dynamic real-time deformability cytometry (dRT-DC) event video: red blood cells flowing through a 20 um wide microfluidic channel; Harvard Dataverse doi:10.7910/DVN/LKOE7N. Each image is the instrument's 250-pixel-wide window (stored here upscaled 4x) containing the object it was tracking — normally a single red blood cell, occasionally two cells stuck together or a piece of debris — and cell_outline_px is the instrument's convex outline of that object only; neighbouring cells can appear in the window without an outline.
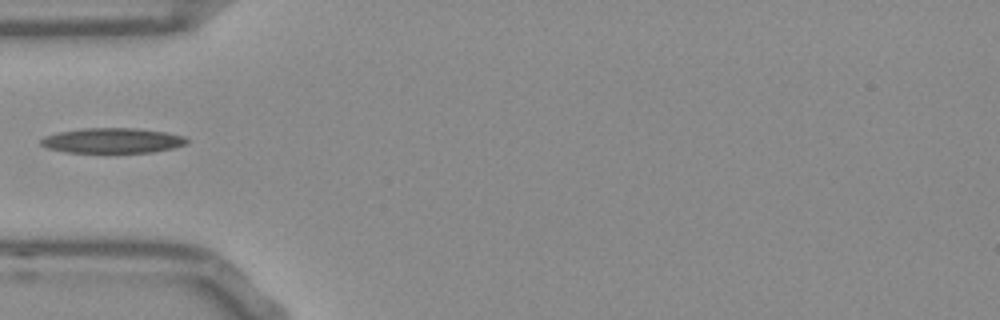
{"species": "Egyptian fruit bat (a non-hibernating species)", "species_latin": "Rousettus aegyptiacus", "temperature_condition": "room temperature", "stored_images_in_passage": 37, "camera_frame_rate_fps": 3000, "um_per_image_px": 0.085, "frame": {"image": 1, "passage_image": 1, "time_ms": 0.0, "image_size_px": [1000, 320], "cell_outline_px": [[188, 144], [172, 148], [152, 152], [64, 152], [48, 148], [40, 144], [40, 140], [44, 136], [60, 132], [84, 128], [136, 128], [168, 132], [184, 136], [188, 140]], "centroid_in_image_um": [9.58, 11.94], "position_along_channel_um": 75.4, "area_um2": 21.33}}
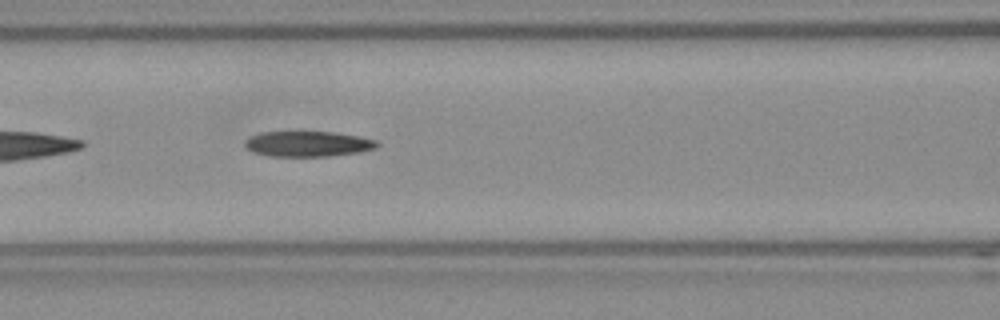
{"frame": {"image": 2, "passage_image": 6, "time_ms": 1.667, "image_size_px": [1000, 320], "cell_outline_px": [[380, 144], [376, 148], [356, 152], [328, 156], [272, 156], [252, 152], [244, 144], [244, 140], [248, 136], [260, 132], [332, 132], [360, 136], [376, 140]], "centroid_in_image_um": [26.14, 12.22], "position_along_channel_um": 140.5, "area_um2": 19.54}}
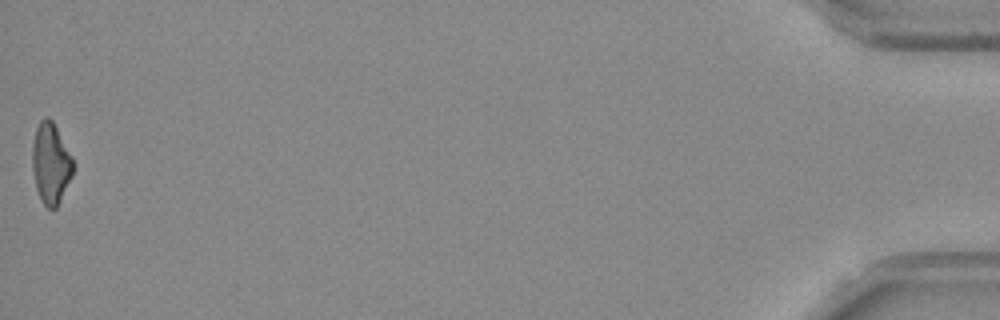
{"frame": {"image": 3, "passage_image": 37, "time_ms": 12.0, "image_size_px": [1000, 320], "cell_outline_px": [[72, 176], [56, 208], [48, 208], [44, 204], [36, 188], [32, 168], [32, 148], [36, 128], [40, 120], [44, 116], [48, 116], [52, 120], [72, 156]], "centroid_in_image_um": [4.3, 13.85], "position_along_channel_um": 430.9, "area_um2": 18.96}}